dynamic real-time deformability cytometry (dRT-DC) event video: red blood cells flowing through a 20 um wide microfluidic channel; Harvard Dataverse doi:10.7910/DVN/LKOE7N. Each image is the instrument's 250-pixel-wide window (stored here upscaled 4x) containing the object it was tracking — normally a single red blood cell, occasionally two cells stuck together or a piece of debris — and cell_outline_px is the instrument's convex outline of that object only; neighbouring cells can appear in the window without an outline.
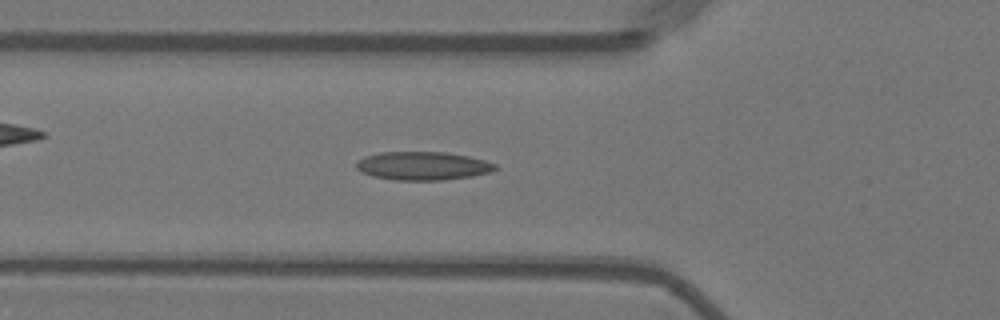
{"species": "Egyptian fruit bat (a non-hibernating species)", "species_latin": "Rousettus aegyptiacus", "temperature_condition": "warm", "stored_images_in_passage": 54, "camera_frame_rate_fps": 3000, "um_per_image_px": 0.085, "animal": {"sex": "female"}, "frame": {"image": 1, "passage_image": 18, "time_ms": 5.667, "image_size_px": [1000, 320], "cell_outline_px": [[496, 168], [492, 172], [472, 176], [444, 180], [396, 180], [372, 176], [360, 172], [356, 168], [356, 160], [364, 156], [380, 152], [444, 152], [468, 156], [484, 160], [496, 164]], "centroid_in_image_um": [35.9, 14.1], "position_along_channel_um": 89.9, "area_um2": 23.12}}
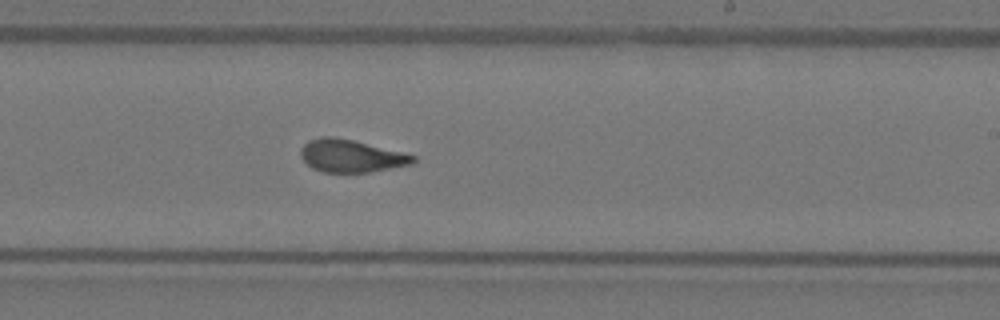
{"frame": {"image": 2, "passage_image": 32, "time_ms": 10.333, "image_size_px": [1000, 320], "cell_outline_px": [[416, 160], [412, 164], [368, 172], [324, 172], [312, 168], [300, 156], [300, 148], [308, 140], [320, 136], [332, 136], [352, 140], [416, 156]], "centroid_in_image_um": [29.79, 13.25], "position_along_channel_um": 259.2, "area_um2": 21.1}}
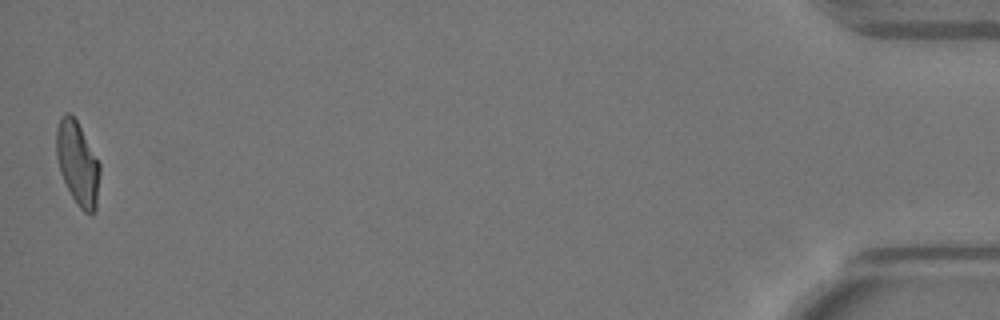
{"frame": {"image": 3, "passage_image": 54, "time_ms": 17.667, "image_size_px": [1000, 320], "cell_outline_px": [[100, 172], [96, 212], [92, 216], [84, 212], [80, 208], [72, 196], [60, 172], [56, 156], [56, 128], [60, 116], [64, 112], [68, 112], [76, 120], [100, 164]], "centroid_in_image_um": [6.6, 13.9], "position_along_channel_um": 428.6, "area_um2": 21.15}, "authors_computed_cell_mechanics": {"area_um2": 21.8484, "velocity_mm_per_s": 3.6174, "shape_relaxation_time_tau1_ms": 10.9395, "shape_relaxation_time_tau2_ms": 1.6854, "deformation_change_tau1": 0.2586, "deformation_change_tau2": 0.0883}}